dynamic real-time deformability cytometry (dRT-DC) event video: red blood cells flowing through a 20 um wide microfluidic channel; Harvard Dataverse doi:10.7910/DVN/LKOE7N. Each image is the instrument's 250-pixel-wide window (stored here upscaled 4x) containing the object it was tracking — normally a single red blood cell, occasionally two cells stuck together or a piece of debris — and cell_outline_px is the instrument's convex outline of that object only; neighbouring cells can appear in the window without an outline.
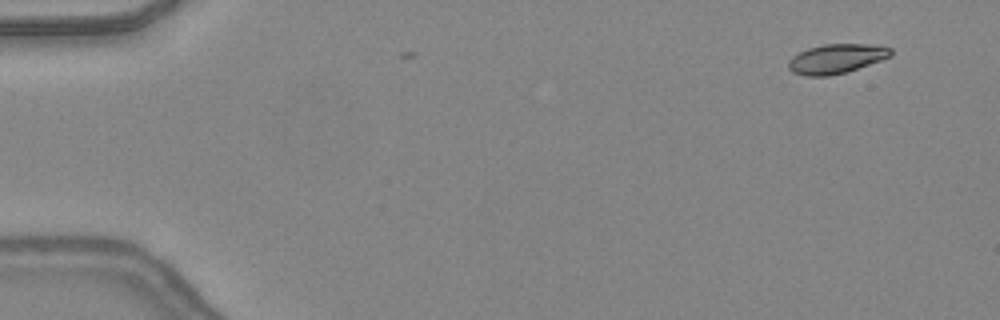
{"species": "common noctule bat (a hibernating species)", "species_latin": "Nyctalus noctula", "temperature_condition": "warm", "stored_images_in_passage": 3, "camera_frame_rate_fps": 3000, "um_per_image_px": 0.085, "animal": {"sex": "female", "body_mass_g": 24.6, "forearm_length_mm": 56.2}, "frame": {"image": 1, "passage_image": 1, "time_ms": 0.0, "image_size_px": [1000, 320], "cell_outline_px": [[892, 56], [848, 72], [828, 76], [804, 76], [792, 72], [788, 68], [788, 60], [792, 56], [808, 48], [824, 44], [868, 44], [892, 48]], "centroid_in_image_um": [71.07, 5.0], "position_along_channel_um": 13.9, "area_um2": 17.69}}